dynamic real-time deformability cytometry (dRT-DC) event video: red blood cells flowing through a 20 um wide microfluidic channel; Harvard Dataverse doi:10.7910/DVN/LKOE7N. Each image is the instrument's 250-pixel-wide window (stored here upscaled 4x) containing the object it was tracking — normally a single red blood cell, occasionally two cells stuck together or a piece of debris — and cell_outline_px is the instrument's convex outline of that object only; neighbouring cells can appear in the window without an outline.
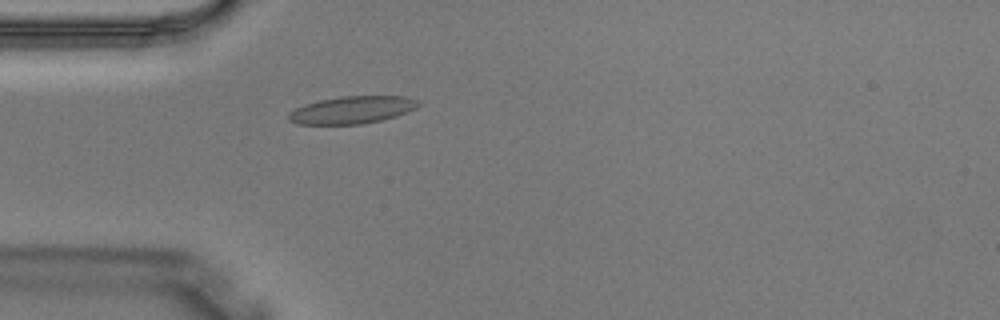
{"species": "Egyptian fruit bat (a non-hibernating species)", "species_latin": "Rousettus aegyptiacus", "temperature_condition": "warm", "stored_images_in_passage": 2, "camera_frame_rate_fps": 3000, "um_per_image_px": 0.085, "animal": {"sex": "male"}, "frame": {"image": 1, "passage_image": 2, "time_ms": 0.333, "image_size_px": [1000, 320], "cell_outline_px": [[420, 104], [416, 108], [396, 116], [364, 124], [296, 124], [288, 120], [288, 112], [304, 104], [320, 100], [340, 96], [404, 96], [416, 100]], "centroid_in_image_um": [29.89, 9.34], "position_along_channel_um": 55.1, "area_um2": 20.69}}